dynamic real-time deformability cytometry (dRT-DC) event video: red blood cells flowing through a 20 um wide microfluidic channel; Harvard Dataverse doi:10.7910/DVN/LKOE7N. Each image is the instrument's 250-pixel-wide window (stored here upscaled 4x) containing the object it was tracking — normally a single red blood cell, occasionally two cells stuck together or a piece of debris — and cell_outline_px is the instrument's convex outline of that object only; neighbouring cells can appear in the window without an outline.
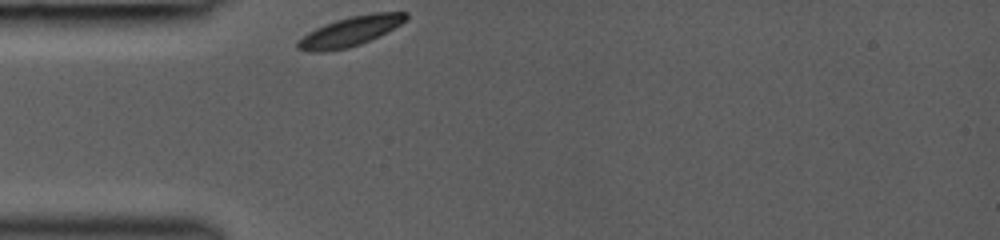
{"species": "common noctule bat (a hibernating species)", "species_latin": "Nyctalus noctula", "temperature_condition": "room temperature", "stored_images_in_passage": 1, "camera_frame_rate_fps": 3000, "um_per_image_px": 0.085, "animal": {"sex": "female", "body_mass_g": 19.0, "forearm_length_mm": 53.3}, "frame": {"image": 1, "passage_image": 1, "time_ms": 0.0, "image_size_px": [1000, 240], "cell_outline_px": [[408, 20], [360, 44], [348, 48], [324, 52], [308, 52], [296, 48], [296, 44], [308, 32], [324, 24], [348, 16], [372, 12], [408, 12]], "centroid_in_image_um": [29.74, 2.66], "position_along_channel_um": 55.3, "area_um2": 18.55}}